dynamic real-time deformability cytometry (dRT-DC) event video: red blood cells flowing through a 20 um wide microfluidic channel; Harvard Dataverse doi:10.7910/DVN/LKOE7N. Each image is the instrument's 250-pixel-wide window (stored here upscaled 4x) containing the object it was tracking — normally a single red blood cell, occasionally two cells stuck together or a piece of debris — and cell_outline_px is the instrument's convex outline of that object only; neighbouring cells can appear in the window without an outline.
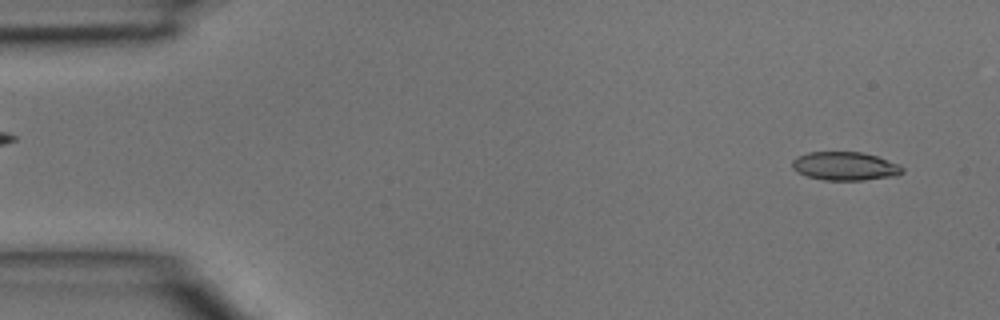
{"species": "common noctule bat (a hibernating species)", "species_latin": "Nyctalus noctula", "temperature_condition": "room temperature", "stored_images_in_passage": 2, "segment_of_instrument_passage": [2, 2], "camera_frame_rate_fps": 3000, "um_per_image_px": 0.085, "animal": {"sex": "male", "body_mass_g": 15.6}, "frame": {"image": 1, "passage_image": 2, "time_ms": 0.333, "image_size_px": [1000, 320], "cell_outline_px": [[904, 172], [896, 176], [864, 180], [824, 180], [808, 176], [792, 168], [792, 160], [808, 152], [860, 152], [876, 156], [900, 164], [904, 168]], "centroid_in_image_um": [71.88, 14.12], "position_along_channel_um": 13.1, "area_um2": 18.21}}